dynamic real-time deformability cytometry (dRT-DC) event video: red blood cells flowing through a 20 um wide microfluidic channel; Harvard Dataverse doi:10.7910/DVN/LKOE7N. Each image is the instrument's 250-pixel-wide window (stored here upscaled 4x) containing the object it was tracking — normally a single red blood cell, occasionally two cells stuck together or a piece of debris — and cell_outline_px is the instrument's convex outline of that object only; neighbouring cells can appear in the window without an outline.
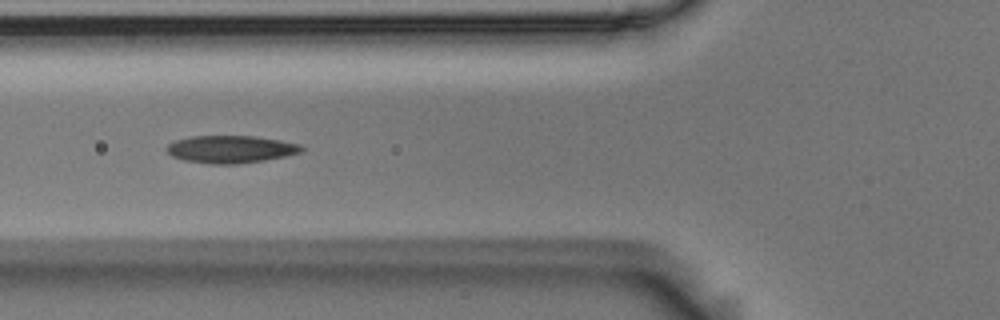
{"species": "Egyptian fruit bat (a non-hibernating species)", "species_latin": "Rousettus aegyptiacus", "temperature_condition": "room temperature", "stored_images_in_passage": 12, "camera_frame_rate_fps": 3000, "um_per_image_px": 0.085, "animal": {"sex": "male"}, "frame": {"image": 1, "passage_image": 6, "time_ms": 1.667, "image_size_px": [1000, 320], "cell_outline_px": [[304, 148], [300, 152], [288, 156], [264, 160], [236, 164], [208, 164], [184, 160], [172, 156], [164, 148], [168, 144], [176, 140], [192, 136], [256, 136], [280, 140], [300, 144]], "centroid_in_image_um": [19.61, 12.68], "position_along_channel_um": 106.2, "area_um2": 21.68}}
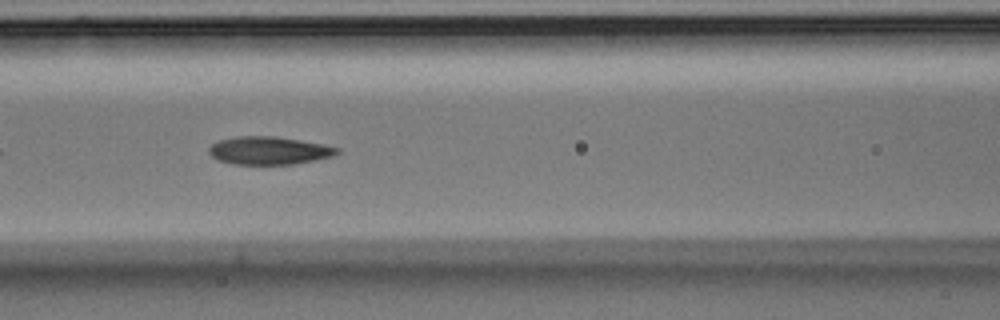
{"frame": {"image": 2, "passage_image": 9, "time_ms": 2.667, "image_size_px": [1000, 320], "cell_outline_px": [[340, 152], [332, 156], [292, 164], [232, 164], [220, 160], [212, 156], [208, 152], [208, 148], [212, 144], [220, 140], [236, 136], [276, 136], [324, 144], [340, 148]], "centroid_in_image_um": [22.86, 12.78], "position_along_channel_um": 143.7, "area_um2": 20.75}}